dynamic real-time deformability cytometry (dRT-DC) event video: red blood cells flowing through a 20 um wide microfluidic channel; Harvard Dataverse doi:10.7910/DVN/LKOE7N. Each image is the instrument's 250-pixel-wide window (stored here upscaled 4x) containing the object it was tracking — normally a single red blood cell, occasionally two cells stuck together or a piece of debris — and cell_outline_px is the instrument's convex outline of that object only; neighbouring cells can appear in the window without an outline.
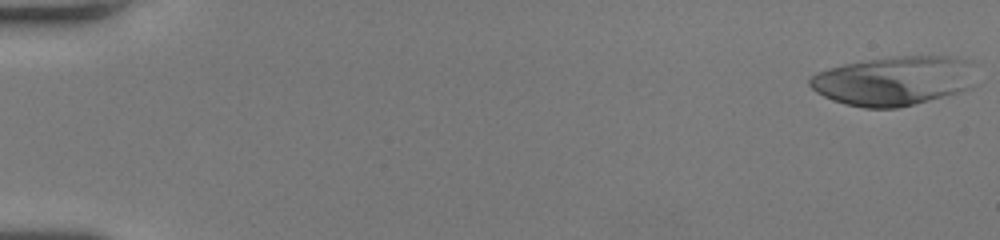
{"species": "human", "species_latin": "Homo sapiens", "temperature_condition": "room temperature", "stored_images_in_passage": 52, "camera_frame_rate_fps": 3000, "um_per_image_px": 0.085, "donor": {"sex": "female"}, "frame": {"image": 1, "passage_image": 1, "time_ms": 0.0, "image_size_px": [1000, 240], "cell_outline_px": [[976, 84], [972, 88], [928, 100], [896, 108], [864, 108], [844, 104], [832, 100], [816, 92], [808, 84], [808, 80], [816, 72], [828, 68], [844, 64], [868, 60], [900, 56], [948, 56], [972, 60]], "centroid_in_image_um": [76.01, 6.86], "position_along_channel_um": 9.0, "area_um2": 47.92}}
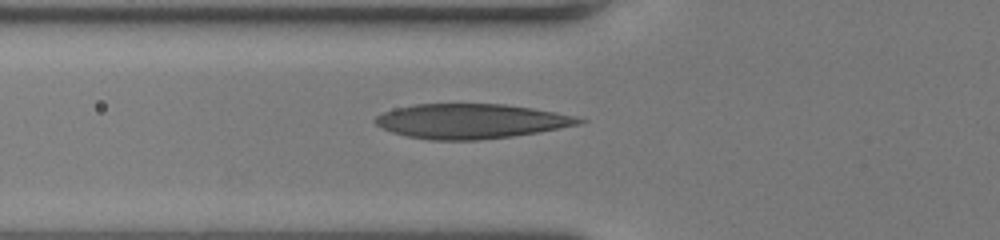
{"frame": {"image": 2, "passage_image": 20, "time_ms": 6.333, "image_size_px": [1000, 240], "cell_outline_px": [[588, 120], [576, 124], [560, 128], [512, 136], [476, 140], [432, 140], [408, 136], [392, 132], [380, 128], [372, 120], [376, 116], [384, 112], [396, 108], [416, 104], [504, 104], [532, 108], [572, 116]], "centroid_in_image_um": [39.95, 10.3], "position_along_channel_um": 85.8, "area_um2": 40.75}}
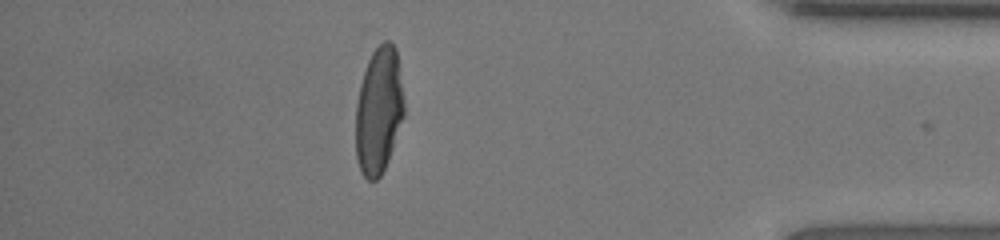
{"frame": {"image": 3, "passage_image": 46, "time_ms": 15.0, "image_size_px": [1000, 240], "cell_outline_px": [[404, 116], [388, 160], [380, 176], [376, 180], [368, 180], [360, 172], [356, 160], [356, 104], [360, 84], [368, 60], [372, 52], [384, 40], [388, 40], [396, 48], [404, 100]], "centroid_in_image_um": [32.19, 9.41], "position_along_channel_um": 403.0, "area_um2": 35.72}, "authors_computed_cell_mechanics": {"area_um2": 40.2577, "velocity_mm_per_s": 4.0564, "shape_relaxation_time_tau1_ms": 3.7733, "shape_relaxation_time_tau2_ms": 0.7902, "deformation_change_tau1": 0.1962, "deformation_change_tau2": 0.0894}}